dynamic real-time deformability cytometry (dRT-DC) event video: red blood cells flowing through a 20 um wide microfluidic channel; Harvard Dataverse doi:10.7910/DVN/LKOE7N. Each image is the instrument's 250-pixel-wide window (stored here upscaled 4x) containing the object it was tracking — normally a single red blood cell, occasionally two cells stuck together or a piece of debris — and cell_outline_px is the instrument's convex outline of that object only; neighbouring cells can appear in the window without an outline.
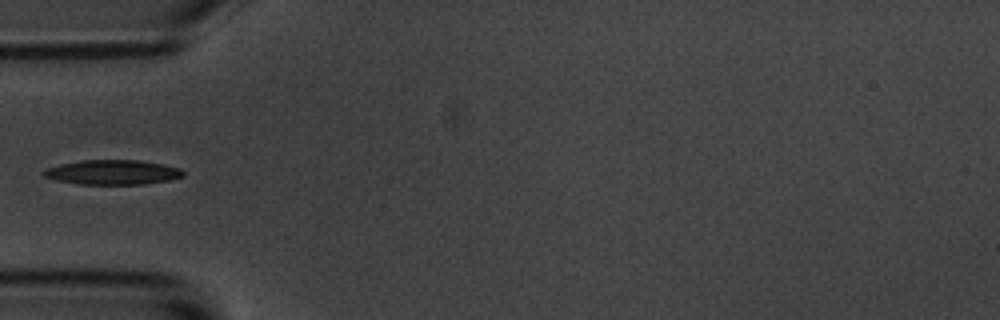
{"species": "common noctule bat (a hibernating species)", "species_latin": "Nyctalus noctula", "temperature_condition": "room temperature", "stored_images_in_passage": 7, "camera_frame_rate_fps": 3000, "um_per_image_px": 0.085, "animal": {"sex": "male", "body_mass_g": 20.1, "forearm_length_mm": 53.5}, "frame": {"image": 1, "passage_image": 5, "time_ms": 4.667, "image_size_px": [1000, 320], "cell_outline_px": [[184, 176], [168, 180], [144, 184], [76, 184], [56, 180], [44, 176], [40, 172], [44, 168], [60, 164], [80, 160], [140, 160], [164, 164], [180, 168], [184, 172]], "centroid_in_image_um": [9.53, 14.63], "position_along_channel_um": 75.5, "area_um2": 20.23}}
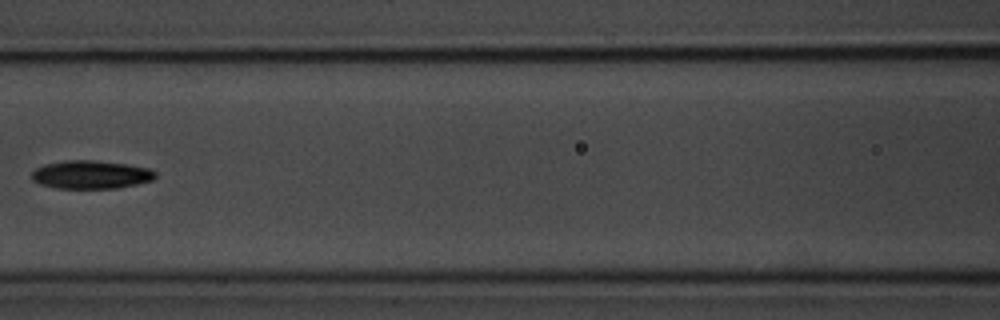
{"frame": {"image": 2, "passage_image": 7, "time_ms": 7.0, "image_size_px": [1000, 320], "cell_outline_px": [[156, 176], [152, 180], [136, 184], [116, 188], [56, 188], [40, 184], [32, 180], [32, 172], [36, 168], [44, 164], [68, 160], [92, 160], [128, 164], [148, 168], [156, 172]], "centroid_in_image_um": [7.72, 14.84], "position_along_channel_um": 158.9, "area_um2": 20.29}}